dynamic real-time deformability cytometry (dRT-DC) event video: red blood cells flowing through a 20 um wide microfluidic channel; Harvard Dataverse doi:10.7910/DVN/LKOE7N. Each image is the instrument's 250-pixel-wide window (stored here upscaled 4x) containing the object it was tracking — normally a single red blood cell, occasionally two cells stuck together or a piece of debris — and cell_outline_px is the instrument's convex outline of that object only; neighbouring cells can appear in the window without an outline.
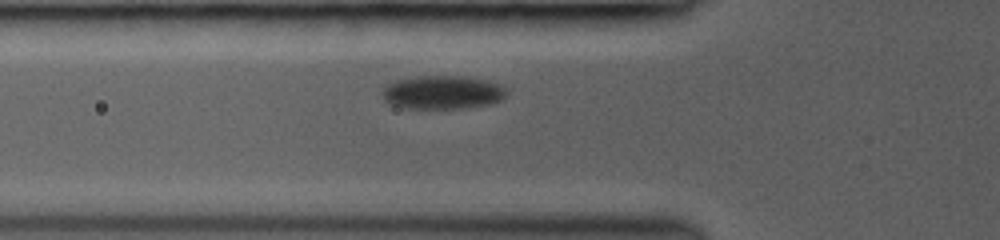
{"species": "common noctule bat (a hibernating species)", "species_latin": "Nyctalus noctula", "temperature_condition": "room temperature", "stored_images_in_passage": 6, "camera_frame_rate_fps": 3000, "um_per_image_px": 0.085, "animal": {"sex": "female", "body_mass_g": 19.0, "forearm_length_mm": 53.3}, "frame": {"image": 1, "passage_image": 3, "time_ms": 1.667, "image_size_px": [1000, 240], "cell_outline_px": [[504, 96], [500, 100], [492, 104], [464, 108], [400, 108], [388, 104], [384, 100], [384, 88], [388, 84], [396, 80], [416, 76], [464, 76], [488, 80], [500, 84], [504, 88]], "centroid_in_image_um": [37.6, 7.85], "position_along_channel_um": 88.2, "area_um2": 24.28}}
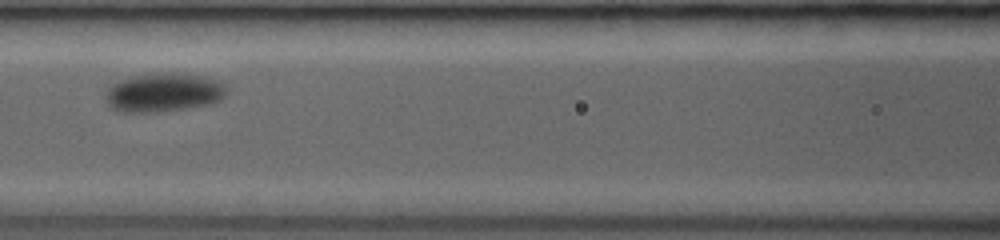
{"frame": {"image": 2, "passage_image": 5, "time_ms": 3.333, "image_size_px": [1000, 240], "cell_outline_px": [[228, 92], [220, 100], [208, 104], [160, 112], [120, 112], [112, 108], [108, 104], [108, 88], [112, 84], [120, 80], [132, 76], [164, 72], [176, 72], [204, 76], [220, 80], [228, 84]], "centroid_in_image_um": [13.98, 7.84], "position_along_channel_um": 152.6, "area_um2": 27.57}}